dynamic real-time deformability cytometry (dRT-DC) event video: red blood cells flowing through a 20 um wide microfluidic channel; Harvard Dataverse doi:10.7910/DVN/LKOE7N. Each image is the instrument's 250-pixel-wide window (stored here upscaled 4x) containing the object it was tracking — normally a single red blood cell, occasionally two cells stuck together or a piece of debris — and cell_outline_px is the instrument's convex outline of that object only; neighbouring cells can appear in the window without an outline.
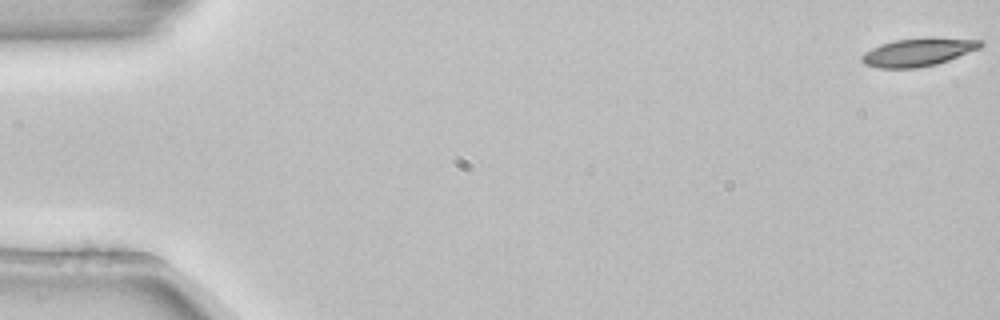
{"species": "common noctule bat (a hibernating species)", "species_latin": "Nyctalus noctula", "temperature_condition": "room temperature", "stored_images_in_passage": 5, "camera_frame_rate_fps": 3000, "um_per_image_px": 0.085, "animal": {"sex": "female", "body_mass_g": 22.7, "forearm_length_mm": 54.2}, "frame": {"image": 1, "passage_image": 1, "time_ms": 0.0, "image_size_px": [1000, 320], "cell_outline_px": [[984, 44], [980, 48], [948, 60], [936, 64], [916, 68], [880, 68], [864, 64], [860, 60], [860, 56], [864, 52], [880, 44], [896, 40], [984, 40]], "centroid_in_image_um": [77.95, 4.49], "position_along_channel_um": 7.1, "area_um2": 18.44}}
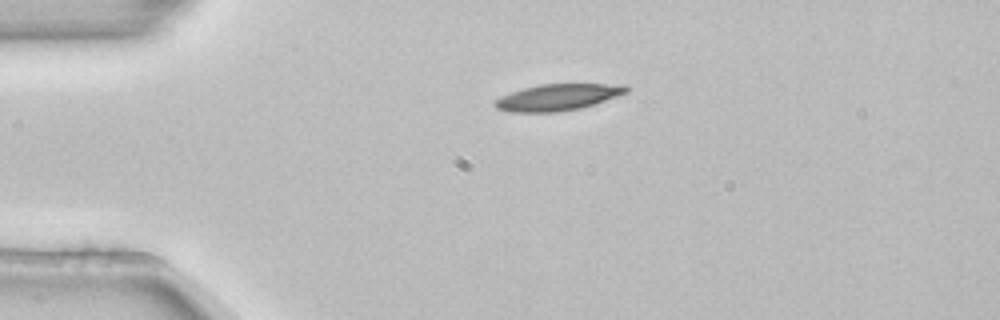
{"frame": {"image": 2, "passage_image": 4, "time_ms": 1.0, "image_size_px": [1000, 320], "cell_outline_px": [[628, 92], [580, 108], [556, 112], [512, 112], [496, 108], [492, 104], [496, 100], [512, 92], [524, 88], [540, 84], [624, 84], [628, 88]], "centroid_in_image_um": [47.4, 8.26], "position_along_channel_um": 37.6, "area_um2": 19.88}}